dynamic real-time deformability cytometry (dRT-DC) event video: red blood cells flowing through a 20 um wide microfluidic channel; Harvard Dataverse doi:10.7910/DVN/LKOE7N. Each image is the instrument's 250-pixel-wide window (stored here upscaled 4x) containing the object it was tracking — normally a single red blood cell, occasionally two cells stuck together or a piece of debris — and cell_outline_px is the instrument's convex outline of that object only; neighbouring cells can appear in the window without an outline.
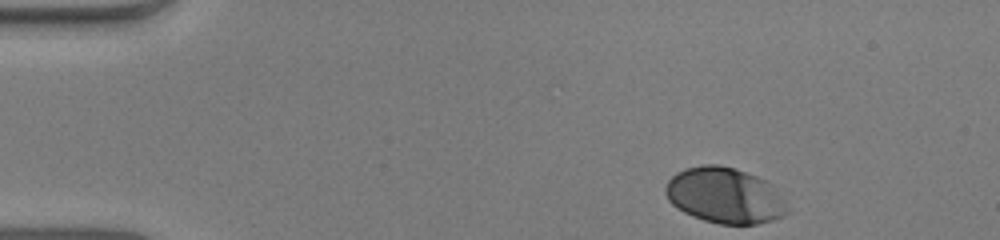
{"species": "human", "species_latin": "Homo sapiens", "temperature_condition": "warm", "stored_images_in_passage": 37, "camera_frame_rate_fps": 3000, "um_per_image_px": 0.085, "donor": {"sex": "male"}, "frame": {"image": 1, "passage_image": 1, "time_ms": 0.0, "image_size_px": [1000, 240], "cell_outline_px": [[788, 212], [784, 216], [772, 220], [756, 224], [720, 224], [704, 220], [692, 216], [676, 208], [668, 200], [664, 192], [664, 188], [668, 180], [676, 172], [684, 168], [700, 164], [720, 164], [736, 168], [756, 176], [772, 184], [784, 200]], "centroid_in_image_um": [61.57, 16.6], "position_along_channel_um": 23.4, "area_um2": 39.88}}
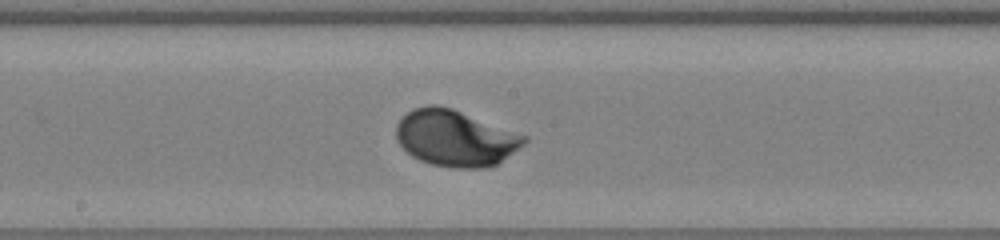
{"frame": {"image": 2, "passage_image": 22, "time_ms": 7.0, "image_size_px": [1000, 240], "cell_outline_px": [[528, 140], [524, 144], [496, 164], [484, 168], [456, 168], [432, 164], [420, 160], [412, 156], [396, 140], [396, 124], [412, 108], [428, 104], [436, 104], [452, 108], [528, 136]], "centroid_in_image_um": [38.69, 11.72], "position_along_channel_um": 209.5, "area_um2": 41.79}}
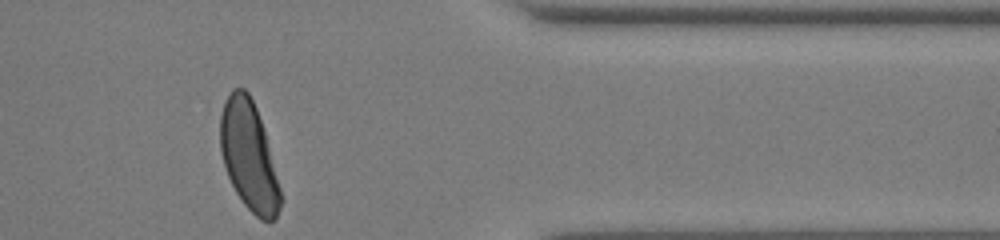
{"frame": {"image": 3, "passage_image": 37, "time_ms": 12.0, "image_size_px": [1000, 240], "cell_outline_px": [[280, 208], [276, 220], [260, 220], [244, 204], [236, 192], [224, 168], [220, 152], [220, 116], [224, 100], [232, 88], [244, 88], [248, 92], [256, 108], [264, 132], [280, 188]], "centroid_in_image_um": [21.12, 13.24], "position_along_channel_um": 390.3, "area_um2": 37.8}, "authors_computed_cell_mechanics": {"area_um2": 40.0554, "velocity_mm_per_s": 3.981, "shape_relaxation_time_tau1_ms": 2.2239, "shape_relaxation_time_tau2_ms": null, "deformation_change_tau1": 0.156, "deformation_change_tau2": null}}